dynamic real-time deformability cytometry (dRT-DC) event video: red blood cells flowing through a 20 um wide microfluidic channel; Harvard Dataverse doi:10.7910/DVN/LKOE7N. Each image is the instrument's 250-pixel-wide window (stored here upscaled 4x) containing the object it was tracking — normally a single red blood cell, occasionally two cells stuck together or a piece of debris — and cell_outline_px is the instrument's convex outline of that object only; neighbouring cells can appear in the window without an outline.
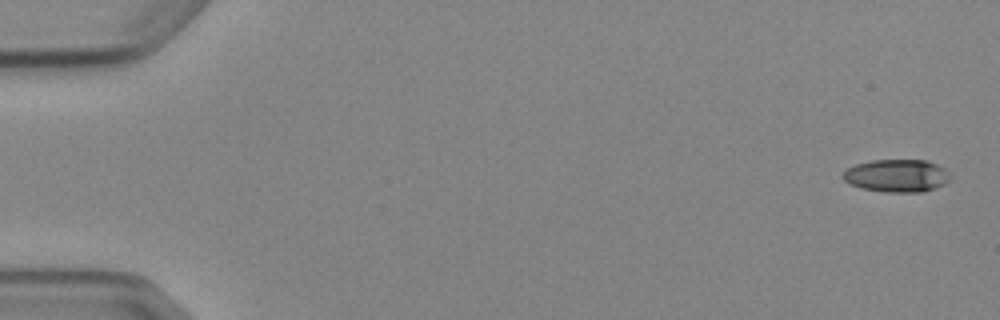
{"species": "Egyptian fruit bat (a non-hibernating species)", "species_latin": "Rousettus aegyptiacus", "temperature_condition": "cold", "stored_images_in_passage": 6, "camera_frame_rate_fps": 3000, "um_per_image_px": 0.085, "animal": {"sex": "female"}, "frame": {"image": 1, "passage_image": 1, "time_ms": 0.0, "image_size_px": [1000, 320], "cell_outline_px": [[952, 180], [944, 184], [920, 192], [888, 192], [860, 188], [848, 184], [840, 176], [848, 168], [856, 164], [872, 160], [928, 160], [944, 168], [948, 172]], "centroid_in_image_um": [76.21, 14.93], "position_along_channel_um": 8.8, "area_um2": 20.52}}
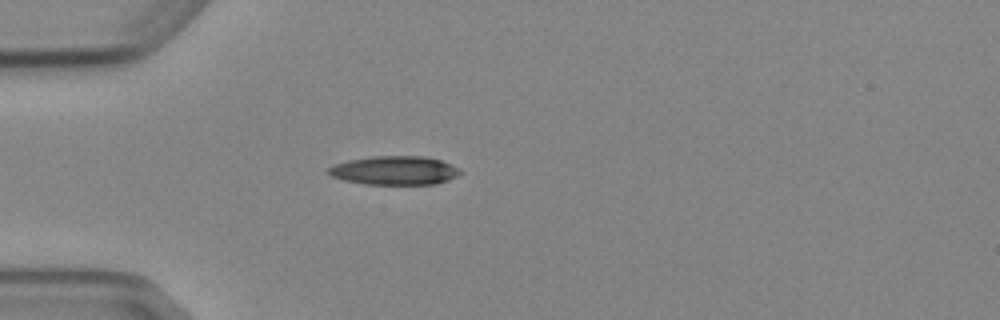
{"frame": {"image": 2, "passage_image": 5, "time_ms": 4.667, "image_size_px": [1000, 320], "cell_outline_px": [[464, 172], [448, 180], [436, 184], [364, 184], [344, 180], [332, 176], [324, 172], [328, 168], [336, 164], [348, 160], [372, 156], [424, 156], [440, 160], [452, 164]], "centroid_in_image_um": [33.54, 14.48], "position_along_channel_um": 51.5, "area_um2": 22.2}}